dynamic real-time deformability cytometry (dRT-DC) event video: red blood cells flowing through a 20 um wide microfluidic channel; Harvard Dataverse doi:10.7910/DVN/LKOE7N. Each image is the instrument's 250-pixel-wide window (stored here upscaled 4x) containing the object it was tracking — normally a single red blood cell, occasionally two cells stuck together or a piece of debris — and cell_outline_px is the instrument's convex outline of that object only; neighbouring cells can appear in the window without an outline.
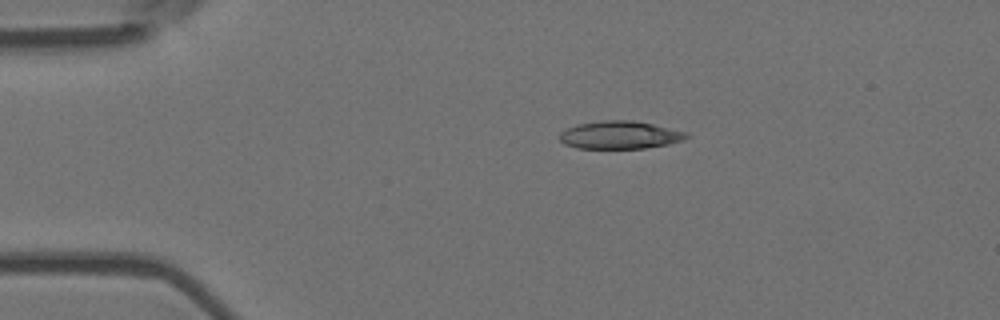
{"species": "Egyptian fruit bat (a non-hibernating species)", "species_latin": "Rousettus aegyptiacus", "temperature_condition": "room temperature", "stored_images_in_passage": 6, "camera_frame_rate_fps": 3000, "um_per_image_px": 0.085, "animal": {"sex": "female"}, "frame": {"image": 1, "passage_image": 3, "time_ms": 0.667, "image_size_px": [1000, 320], "cell_outline_px": [[688, 136], [684, 140], [668, 144], [644, 148], [576, 148], [564, 144], [560, 140], [560, 132], [564, 128], [576, 124], [604, 120], [632, 120], [652, 124], [688, 132]], "centroid_in_image_um": [52.66, 11.47], "position_along_channel_um": 32.3, "area_um2": 20.63}}
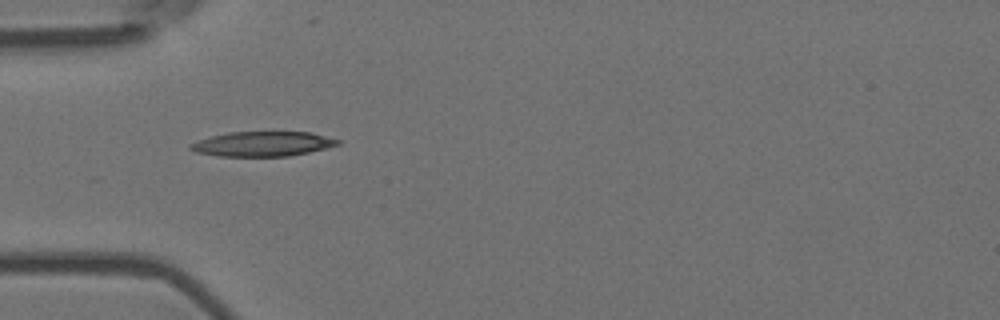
{"frame": {"image": 2, "passage_image": 5, "time_ms": 1.333, "image_size_px": [1000, 320], "cell_outline_px": [[340, 144], [308, 152], [288, 156], [216, 156], [196, 152], [188, 148], [188, 144], [212, 136], [228, 132], [312, 132], [340, 140]], "centroid_in_image_um": [22.3, 12.23], "position_along_channel_um": 62.7, "area_um2": 21.15}}
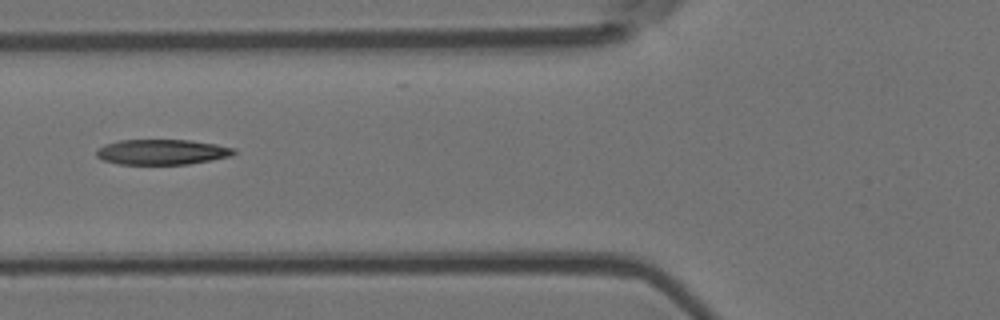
{"frame": {"image": 3, "passage_image": 6, "time_ms": 1.667, "image_size_px": [1000, 320], "cell_outline_px": [[236, 152], [232, 156], [212, 160], [188, 164], [116, 164], [104, 160], [96, 156], [96, 152], [104, 144], [120, 140], [192, 140], [216, 144], [236, 148]], "centroid_in_image_um": [13.81, 12.92], "position_along_channel_um": 112.0, "area_um2": 20.35}}